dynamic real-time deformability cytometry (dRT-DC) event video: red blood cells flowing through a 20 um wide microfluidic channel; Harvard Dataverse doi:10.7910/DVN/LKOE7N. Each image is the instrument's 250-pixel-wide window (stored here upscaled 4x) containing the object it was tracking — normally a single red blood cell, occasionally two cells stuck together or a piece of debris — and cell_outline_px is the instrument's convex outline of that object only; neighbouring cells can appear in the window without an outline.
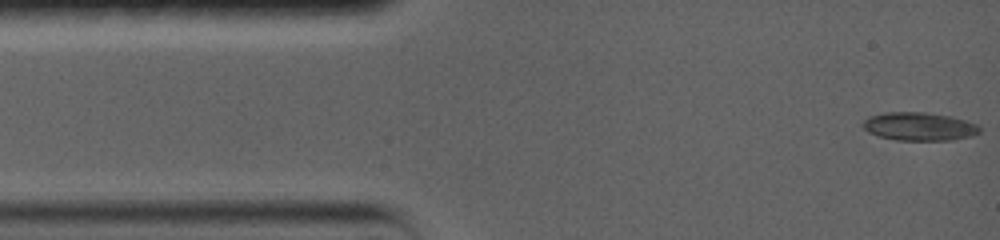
{"species": "common noctule bat (a hibernating species)", "species_latin": "Nyctalus noctula", "temperature_condition": "warm", "stored_images_in_passage": 41, "camera_frame_rate_fps": 5000, "um_per_image_px": 0.085, "animal": {"sex": "female", "body_mass_g": 19.0, "forearm_length_mm": 56.7}, "frame": {"image": 1, "passage_image": 1, "time_ms": 0.0, "image_size_px": [1000, 240], "cell_outline_px": [[980, 132], [972, 136], [952, 140], [896, 140], [880, 136], [868, 132], [864, 128], [864, 120], [868, 116], [884, 112], [924, 112], [952, 116], [976, 124], [980, 128]], "centroid_in_image_um": [78.14, 10.74], "position_along_channel_um": 6.9, "area_um2": 19.19}}
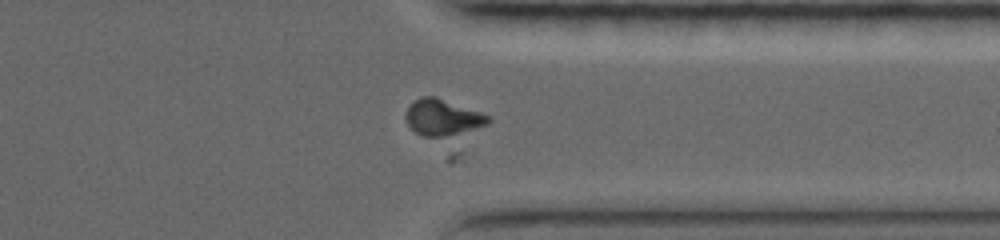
{"frame": {"image": 2, "passage_image": 24, "time_ms": 12.0, "image_size_px": [1000, 240], "cell_outline_px": [[492, 120], [488, 124], [444, 136], [424, 136], [416, 132], [408, 124], [404, 116], [408, 108], [420, 96], [436, 96], [480, 112], [488, 116]], "centroid_in_image_um": [37.6, 9.95], "position_along_channel_um": 373.8, "area_um2": 16.88}}
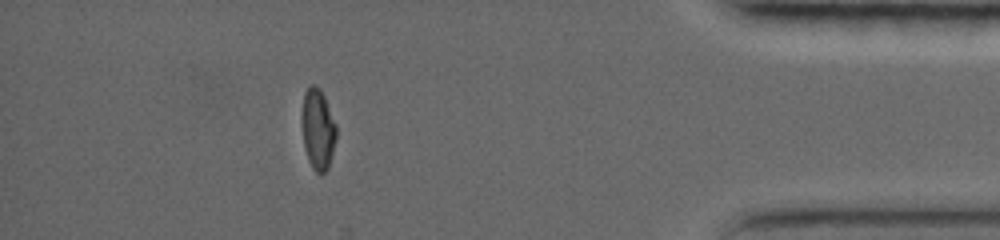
{"frame": {"image": 3, "passage_image": 30, "time_ms": 14.2, "image_size_px": [1000, 240], "cell_outline_px": [[336, 140], [328, 168], [324, 172], [316, 172], [312, 168], [308, 160], [304, 148], [300, 120], [300, 116], [304, 92], [308, 84], [316, 84], [320, 88], [324, 96], [336, 124]], "centroid_in_image_um": [26.98, 10.93], "position_along_channel_um": 408.2, "area_um2": 16.65}}